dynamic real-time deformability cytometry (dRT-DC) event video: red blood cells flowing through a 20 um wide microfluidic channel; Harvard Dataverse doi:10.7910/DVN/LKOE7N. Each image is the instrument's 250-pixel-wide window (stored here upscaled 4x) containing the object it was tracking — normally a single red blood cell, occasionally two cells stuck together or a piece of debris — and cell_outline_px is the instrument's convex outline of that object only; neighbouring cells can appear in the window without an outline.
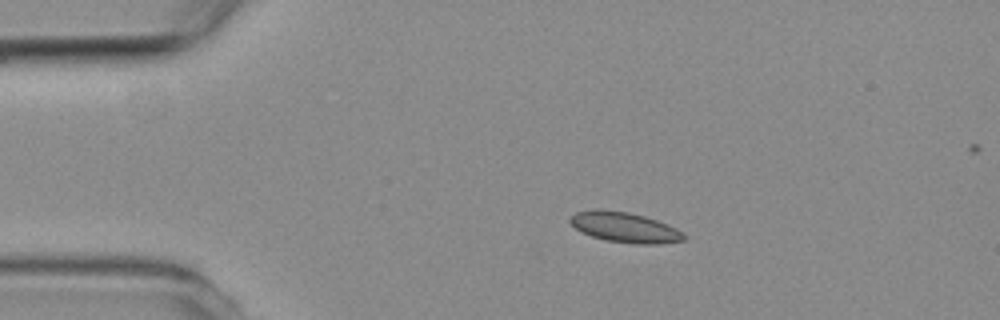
{"species": "common noctule bat (a hibernating species)", "species_latin": "Nyctalus noctula", "temperature_condition": "room temperature", "stored_images_in_passage": 4, "camera_frame_rate_fps": 3000, "um_per_image_px": 0.085, "animal": {"sex": "female", "body_mass_g": 19.3, "forearm_length_mm": 54.1}, "frame": {"image": 1, "passage_image": 1, "time_ms": 0.0, "image_size_px": [1000, 320], "cell_outline_px": [[688, 236], [684, 240], [660, 244], [636, 244], [608, 240], [592, 236], [580, 232], [568, 220], [576, 212], [592, 208], [600, 208], [628, 212], [644, 216], [668, 224], [676, 228]], "centroid_in_image_um": [53.1, 19.31], "position_along_channel_um": 31.9, "area_um2": 20.17}}
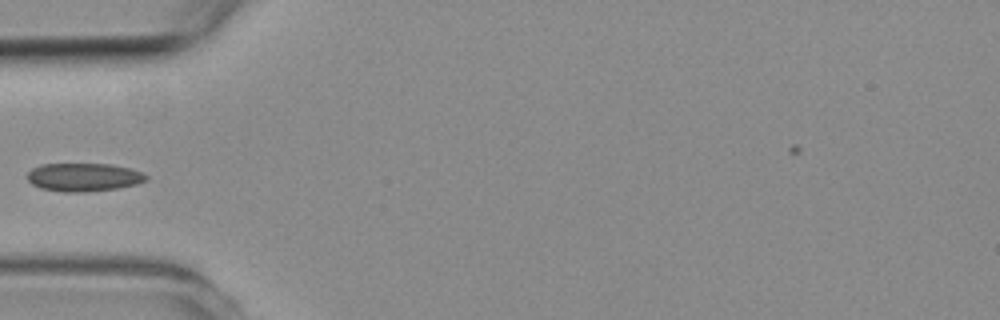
{"frame": {"image": 2, "passage_image": 3, "time_ms": 2.333, "image_size_px": [1000, 320], "cell_outline_px": [[148, 180], [136, 184], [116, 188], [84, 192], [64, 192], [40, 188], [32, 184], [28, 180], [28, 172], [32, 168], [40, 164], [112, 164], [128, 168], [140, 172], [148, 176]], "centroid_in_image_um": [7.09, 15.06], "position_along_channel_um": 77.9, "area_um2": 19.48}}
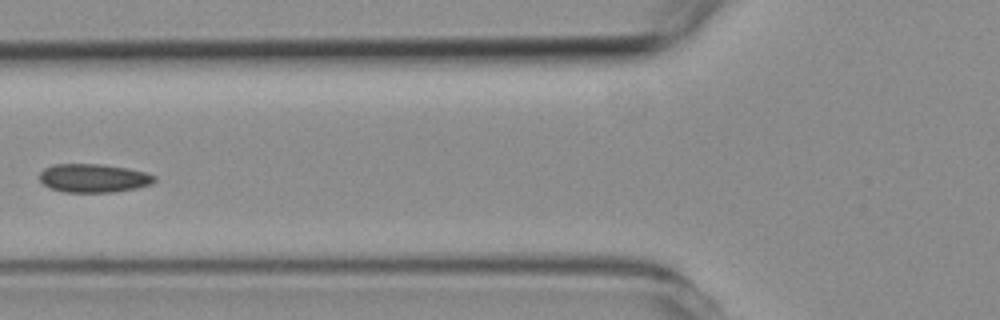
{"frame": {"image": 3, "passage_image": 4, "time_ms": 3.333, "image_size_px": [1000, 320], "cell_outline_px": [[156, 180], [152, 184], [136, 188], [112, 192], [64, 192], [48, 188], [40, 180], [40, 172], [44, 168], [52, 164], [100, 164], [128, 168], [148, 172], [156, 176]], "centroid_in_image_um": [7.96, 15.14], "position_along_channel_um": 117.8, "area_um2": 19.31}}